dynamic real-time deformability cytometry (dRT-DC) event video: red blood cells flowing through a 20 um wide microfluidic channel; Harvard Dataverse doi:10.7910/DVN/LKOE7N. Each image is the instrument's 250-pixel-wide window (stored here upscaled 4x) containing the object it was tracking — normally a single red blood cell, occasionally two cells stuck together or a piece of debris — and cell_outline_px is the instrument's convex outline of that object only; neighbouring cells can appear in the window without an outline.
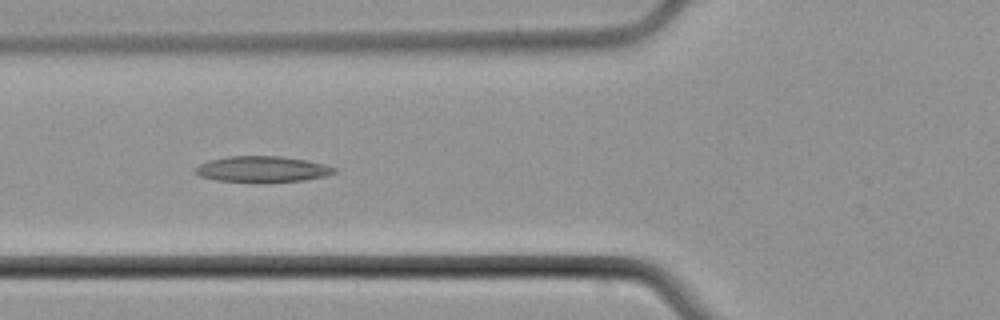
{"species": "common noctule bat (a hibernating species)", "species_latin": "Nyctalus noctula", "temperature_condition": "cold", "stored_images_in_passage": 6, "camera_frame_rate_fps": 3000, "um_per_image_px": 0.085, "animal": {"sex": "male", "body_mass_g": 21.5, "forearm_length_mm": 52.0}, "frame": {"image": 1, "passage_image": 5, "time_ms": 4.667, "image_size_px": [1000, 320], "cell_outline_px": [[336, 172], [324, 176], [304, 180], [216, 180], [200, 176], [196, 172], [196, 168], [200, 164], [208, 160], [228, 156], [280, 156], [308, 160], [324, 164], [336, 168]], "centroid_in_image_um": [22.31, 14.33], "position_along_channel_um": 103.5, "area_um2": 20.17}}
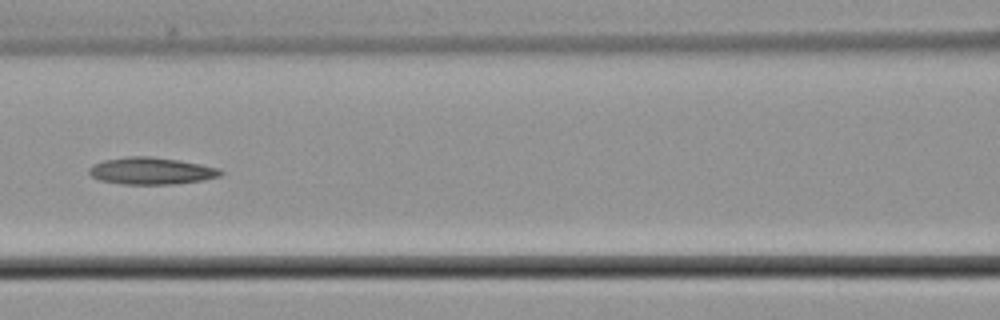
{"frame": {"image": 2, "passage_image": 6, "time_ms": 6.0, "image_size_px": [1000, 320], "cell_outline_px": [[224, 172], [220, 176], [204, 180], [176, 184], [120, 184], [100, 180], [92, 176], [88, 172], [88, 168], [92, 164], [104, 160], [128, 156], [148, 156], [176, 160], [200, 164], [216, 168]], "centroid_in_image_um": [12.82, 14.53], "position_along_channel_um": 153.8, "area_um2": 20.63}}